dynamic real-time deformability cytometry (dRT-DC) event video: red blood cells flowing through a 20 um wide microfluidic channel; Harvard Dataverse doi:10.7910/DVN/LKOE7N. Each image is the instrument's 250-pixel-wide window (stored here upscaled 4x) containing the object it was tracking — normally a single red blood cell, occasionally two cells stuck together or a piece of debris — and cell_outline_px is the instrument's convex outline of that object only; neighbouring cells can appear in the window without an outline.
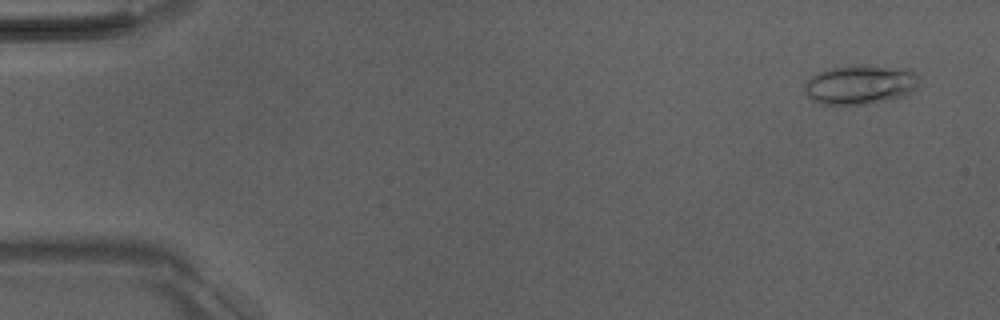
{"species": "Egyptian fruit bat (a non-hibernating species)", "species_latin": "Rousettus aegyptiacus", "temperature_condition": "room temperature", "stored_images_in_passage": 5, "camera_frame_rate_fps": 3000, "um_per_image_px": 0.085, "animal": {"sex": "male"}, "frame": {"image": 1, "passage_image": 1, "time_ms": 0.0, "image_size_px": [1000, 320], "cell_outline_px": [[916, 88], [908, 96], [888, 100], [864, 104], [820, 104], [812, 100], [804, 92], [804, 84], [816, 72], [832, 68], [860, 64], [868, 64], [912, 68], [916, 72]], "centroid_in_image_um": [73.14, 7.17], "position_along_channel_um": 11.9, "area_um2": 26.76}}